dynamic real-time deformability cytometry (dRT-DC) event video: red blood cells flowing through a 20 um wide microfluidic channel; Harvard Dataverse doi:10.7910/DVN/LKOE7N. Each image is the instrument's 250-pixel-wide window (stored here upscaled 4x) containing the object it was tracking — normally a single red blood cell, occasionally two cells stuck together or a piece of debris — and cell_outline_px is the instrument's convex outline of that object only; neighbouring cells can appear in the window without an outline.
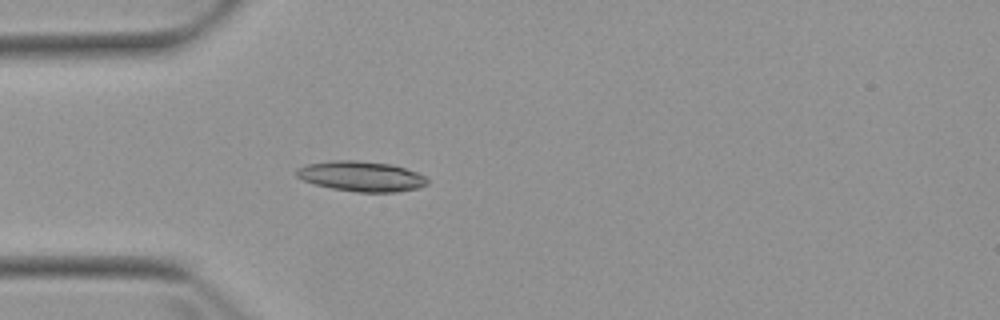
{"species": "Egyptian fruit bat (a non-hibernating species)", "species_latin": "Rousettus aegyptiacus", "temperature_condition": "warm", "stored_images_in_passage": 5, "camera_frame_rate_fps": 3000, "um_per_image_px": 0.085, "animal": {"sex": "female"}, "frame": {"image": 1, "passage_image": 5, "time_ms": 4.667, "image_size_px": [1000, 320], "cell_outline_px": [[428, 184], [420, 188], [396, 192], [356, 192], [332, 188], [316, 184], [304, 180], [296, 176], [296, 168], [308, 164], [332, 160], [356, 160], [392, 164], [416, 172], [424, 176], [428, 180]], "centroid_in_image_um": [30.73, 14.98], "position_along_channel_um": 54.3, "area_um2": 23.0}}